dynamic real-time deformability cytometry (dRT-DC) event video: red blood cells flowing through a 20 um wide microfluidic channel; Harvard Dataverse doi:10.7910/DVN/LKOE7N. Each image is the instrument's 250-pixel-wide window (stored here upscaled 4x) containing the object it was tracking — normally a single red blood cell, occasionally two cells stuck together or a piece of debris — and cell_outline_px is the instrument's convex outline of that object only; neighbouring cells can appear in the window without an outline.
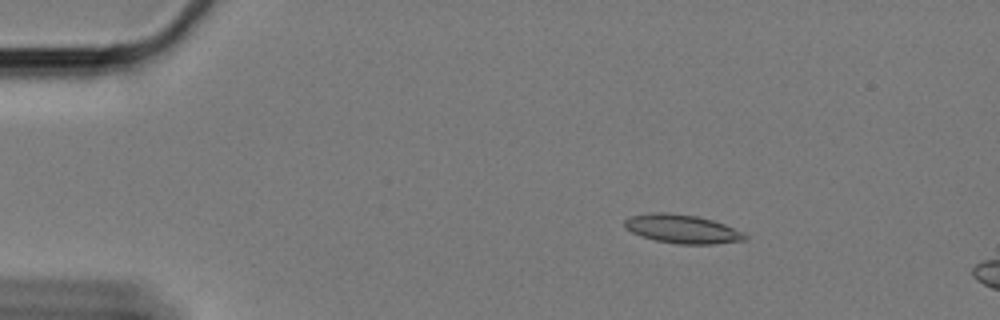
{"species": "Egyptian fruit bat (a non-hibernating species)", "species_latin": "Rousettus aegyptiacus", "temperature_condition": "cold", "stored_images_in_passage": 7, "camera_frame_rate_fps": 3000, "um_per_image_px": 0.085, "animal": {"sex": "female"}, "frame": {"image": 1, "passage_image": 1, "time_ms": 0.0, "image_size_px": [1000, 320], "cell_outline_px": [[748, 240], [712, 244], [680, 244], [656, 240], [632, 232], [624, 224], [624, 220], [628, 216], [652, 212], [664, 212], [696, 216], [712, 220], [724, 224], [744, 232], [748, 236]], "centroid_in_image_um": [58.02, 19.46], "position_along_channel_um": 27.0, "area_um2": 20.0}}